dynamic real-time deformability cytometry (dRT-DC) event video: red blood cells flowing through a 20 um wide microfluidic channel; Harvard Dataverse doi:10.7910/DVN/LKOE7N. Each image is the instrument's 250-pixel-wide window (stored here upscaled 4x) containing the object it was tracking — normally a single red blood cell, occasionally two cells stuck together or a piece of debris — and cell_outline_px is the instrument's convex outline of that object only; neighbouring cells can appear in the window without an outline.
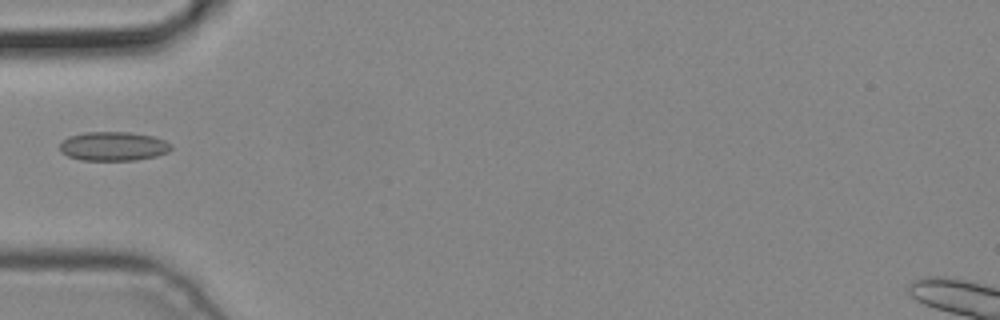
{"species": "common noctule bat (a hibernating species)", "species_latin": "Nyctalus noctula", "temperature_condition": "cold", "stored_images_in_passage": 3, "camera_frame_rate_fps": 3000, "um_per_image_px": 0.085, "animal": {"sex": "male", "body_mass_g": 19.2, "forearm_length_mm": 51.8}, "frame": {"image": 1, "passage_image": 3, "time_ms": 0.667, "image_size_px": [1000, 320], "cell_outline_px": [[172, 148], [168, 152], [156, 156], [136, 160], [80, 160], [68, 156], [60, 152], [60, 144], [68, 136], [84, 132], [128, 132], [152, 136], [164, 140], [172, 144]], "centroid_in_image_um": [9.63, 12.43], "position_along_channel_um": 75.4, "area_um2": 18.9}}